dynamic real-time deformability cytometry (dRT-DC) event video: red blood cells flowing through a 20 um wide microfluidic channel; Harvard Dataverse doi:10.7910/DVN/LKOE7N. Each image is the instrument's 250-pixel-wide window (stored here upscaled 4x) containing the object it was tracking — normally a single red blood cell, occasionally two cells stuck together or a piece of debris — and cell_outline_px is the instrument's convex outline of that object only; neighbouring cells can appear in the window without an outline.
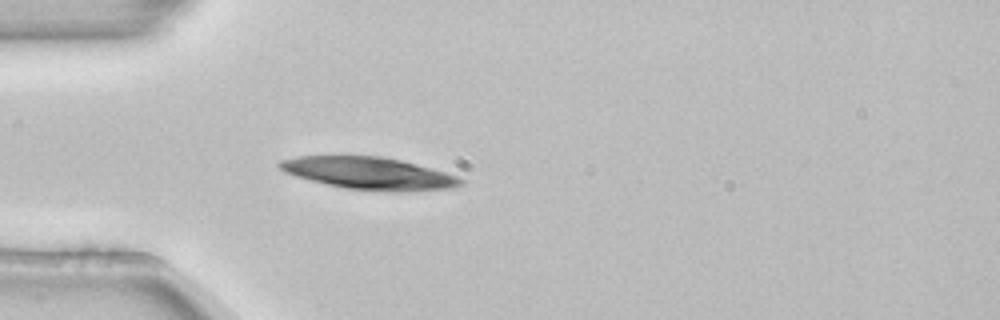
{"species": "common noctule bat (a hibernating species)", "species_latin": "Nyctalus noctula", "temperature_condition": "room temperature", "stored_images_in_passage": 45, "camera_frame_rate_fps": 3000, "um_per_image_px": 0.085, "animal": {"sex": "female", "body_mass_g": 22.7, "forearm_length_mm": 54.2}, "frame": {"image": 1, "passage_image": 14, "time_ms": 4.333, "image_size_px": [1000, 320], "cell_outline_px": [[464, 184], [452, 188], [396, 192], [392, 192], [344, 188], [296, 176], [284, 172], [276, 164], [280, 160], [300, 156], [384, 156], [400, 160], [444, 172], [456, 176], [464, 180]], "centroid_in_image_um": [31.36, 14.73], "position_along_channel_um": 53.6, "area_um2": 33.76}}